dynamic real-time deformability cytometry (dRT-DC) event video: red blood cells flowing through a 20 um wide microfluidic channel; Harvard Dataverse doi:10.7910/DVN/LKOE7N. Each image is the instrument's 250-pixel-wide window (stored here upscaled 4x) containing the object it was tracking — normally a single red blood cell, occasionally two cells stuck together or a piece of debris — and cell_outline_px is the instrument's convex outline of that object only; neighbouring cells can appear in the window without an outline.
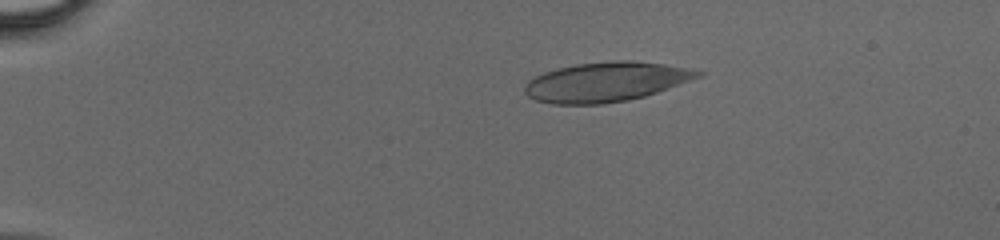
{"species": "human", "species_latin": "Homo sapiens", "temperature_condition": "cold", "stored_images_in_passage": 37, "camera_frame_rate_fps": 3000, "um_per_image_px": 0.085, "donor": {"sex": "male"}, "frame": {"image": 1, "passage_image": 1, "time_ms": 0.0, "image_size_px": [1000, 240], "cell_outline_px": [[704, 76], [644, 96], [628, 100], [604, 104], [552, 104], [536, 100], [528, 96], [524, 92], [524, 88], [528, 80], [544, 72], [556, 68], [576, 64], [616, 60], [632, 60], [664, 64], [692, 68], [704, 72]], "centroid_in_image_um": [51.53, 6.95], "position_along_channel_um": 33.5, "area_um2": 40.11}}
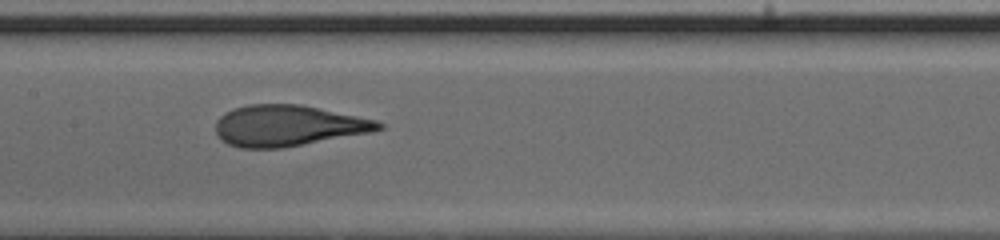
{"frame": {"image": 2, "passage_image": 16, "time_ms": 5.0, "image_size_px": [1000, 240], "cell_outline_px": [[384, 128], [372, 132], [280, 148], [240, 148], [228, 144], [220, 140], [216, 136], [216, 120], [224, 112], [248, 104], [300, 104], [376, 120], [384, 124]], "centroid_in_image_um": [24.44, 10.68], "position_along_channel_um": 183.0, "area_um2": 38.9}}
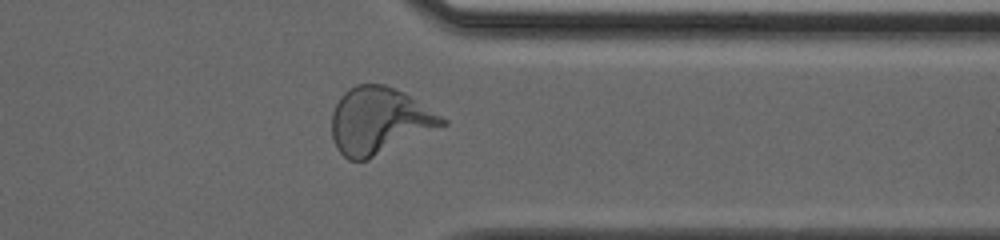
{"frame": {"image": 3, "passage_image": 29, "time_ms": 9.333, "image_size_px": [1000, 240], "cell_outline_px": [[448, 124], [368, 160], [348, 160], [336, 148], [332, 136], [332, 112], [340, 96], [348, 88], [356, 84], [384, 84], [404, 92], [412, 96], [448, 120]], "centroid_in_image_um": [32.23, 10.26], "position_along_channel_um": 379.2, "area_um2": 43.12}}